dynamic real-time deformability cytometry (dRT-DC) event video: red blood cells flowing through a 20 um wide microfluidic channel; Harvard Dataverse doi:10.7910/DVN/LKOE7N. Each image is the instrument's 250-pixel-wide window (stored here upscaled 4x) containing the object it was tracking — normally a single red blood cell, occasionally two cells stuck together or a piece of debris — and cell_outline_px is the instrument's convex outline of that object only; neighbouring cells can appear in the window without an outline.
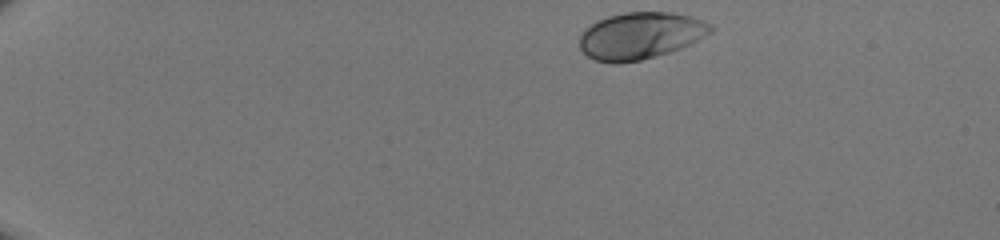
{"species": "human", "species_latin": "Homo sapiens", "temperature_condition": "room temperature", "stored_images_in_passage": 41, "camera_frame_rate_fps": 3000, "um_per_image_px": 0.085, "donor": {"sex": "male"}, "frame": {"image": 1, "passage_image": 1, "time_ms": 0.0, "image_size_px": [1000, 240], "cell_outline_px": [[716, 28], [712, 32], [680, 48], [668, 52], [640, 60], [620, 64], [612, 64], [596, 60], [588, 56], [580, 48], [580, 32], [596, 20], [608, 16], [624, 12], [672, 12], [688, 16], [712, 24]], "centroid_in_image_um": [54.4, 3.03], "position_along_channel_um": 30.6, "area_um2": 35.78}}
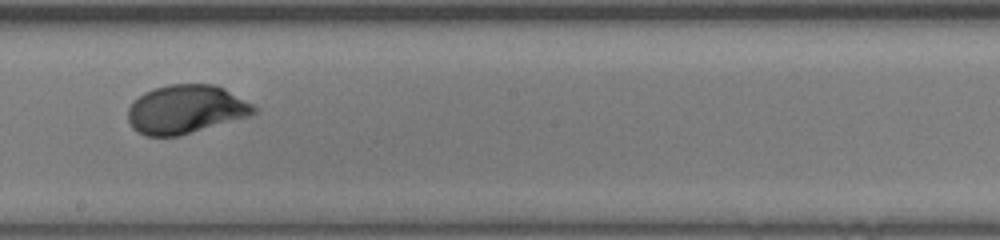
{"frame": {"image": 2, "passage_image": 23, "time_ms": 7.333, "image_size_px": [1000, 240], "cell_outline_px": [[260, 108], [256, 112], [248, 116], [180, 136], [144, 136], [136, 132], [132, 128], [128, 120], [128, 108], [132, 100], [144, 92], [152, 88], [168, 84], [216, 84], [224, 88]], "centroid_in_image_um": [15.76, 9.29], "position_along_channel_um": 232.4, "area_um2": 36.07}}
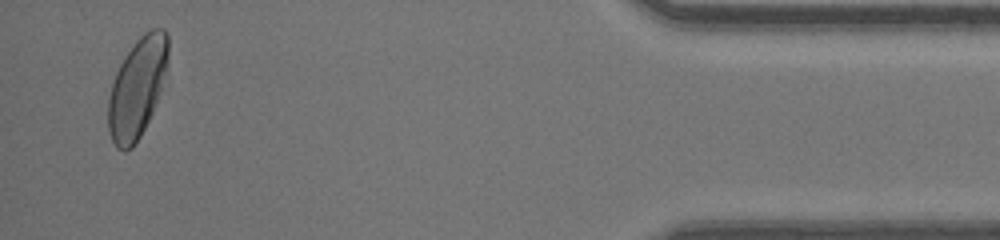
{"frame": {"image": 3, "passage_image": 40, "time_ms": 13.0, "image_size_px": [1000, 240], "cell_outline_px": [[168, 64], [152, 112], [140, 136], [132, 148], [124, 152], [116, 148], [112, 140], [108, 128], [108, 100], [112, 84], [116, 72], [124, 56], [136, 40], [144, 32], [152, 28], [164, 28], [168, 32]], "centroid_in_image_um": [11.65, 7.44], "position_along_channel_um": 423.5, "area_um2": 34.62}}